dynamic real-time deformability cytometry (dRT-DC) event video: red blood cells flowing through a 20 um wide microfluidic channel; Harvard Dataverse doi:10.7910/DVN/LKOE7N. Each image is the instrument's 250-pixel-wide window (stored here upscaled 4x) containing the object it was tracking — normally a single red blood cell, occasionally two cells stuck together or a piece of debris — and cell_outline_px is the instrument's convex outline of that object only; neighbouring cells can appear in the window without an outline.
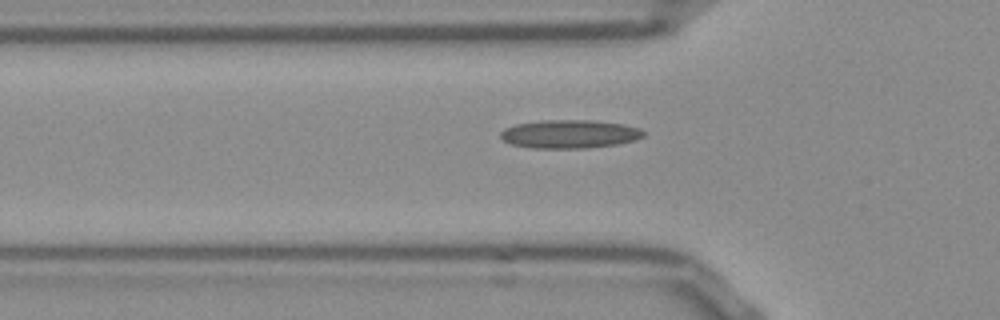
{"species": "Egyptian fruit bat (a non-hibernating species)", "species_latin": "Rousettus aegyptiacus", "temperature_condition": "room temperature", "stored_images_in_passage": 35, "camera_frame_rate_fps": 3000, "um_per_image_px": 0.085, "frame": {"image": 1, "passage_image": 9, "time_ms": 2.667, "image_size_px": [1000, 320], "cell_outline_px": [[644, 136], [636, 140], [620, 144], [584, 148], [532, 148], [512, 144], [504, 140], [500, 136], [500, 132], [504, 128], [516, 124], [540, 120], [592, 120], [624, 124], [640, 128], [644, 132]], "centroid_in_image_um": [48.44, 11.39], "position_along_channel_um": 77.4, "area_um2": 23.81}}
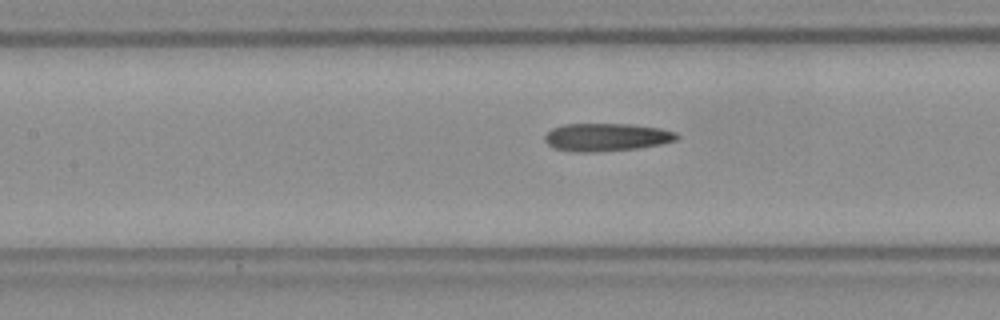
{"frame": {"image": 2, "passage_image": 15, "time_ms": 4.667, "image_size_px": [1000, 320], "cell_outline_px": [[680, 136], [676, 140], [660, 144], [636, 148], [592, 152], [576, 152], [552, 148], [544, 140], [544, 136], [552, 128], [564, 124], [628, 124], [660, 128], [676, 132]], "centroid_in_image_um": [51.52, 11.66], "position_along_channel_um": 155.9, "area_um2": 21.39}}
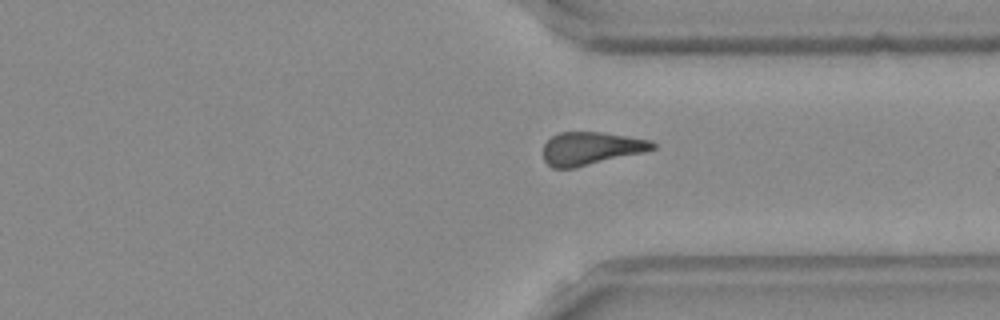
{"frame": {"image": 3, "passage_image": 31, "time_ms": 10.0, "image_size_px": [1000, 320], "cell_outline_px": [[656, 148], [644, 152], [576, 168], [552, 168], [544, 160], [544, 144], [552, 136], [560, 132], [600, 132], [652, 140], [656, 144]], "centroid_in_image_um": [50.24, 12.62], "position_along_channel_um": 361.2, "area_um2": 21.04}}